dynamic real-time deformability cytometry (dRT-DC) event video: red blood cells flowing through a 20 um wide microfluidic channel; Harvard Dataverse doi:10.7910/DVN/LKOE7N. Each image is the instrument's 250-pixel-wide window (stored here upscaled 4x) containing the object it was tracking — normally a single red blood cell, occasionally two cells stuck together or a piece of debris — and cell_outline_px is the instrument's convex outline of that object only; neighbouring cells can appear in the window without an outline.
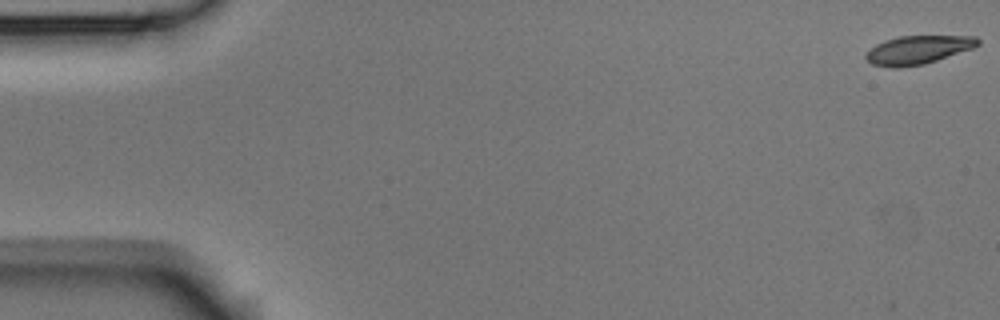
{"species": "Egyptian fruit bat (a non-hibernating species)", "species_latin": "Rousettus aegyptiacus", "temperature_condition": "room temperature", "stored_images_in_passage": 5, "camera_frame_rate_fps": 3000, "um_per_image_px": 0.085, "animal": {"sex": "male"}, "frame": {"image": 1, "passage_image": 1, "time_ms": 0.0, "image_size_px": [1000, 320], "cell_outline_px": [[980, 44], [972, 48], [924, 64], [900, 68], [892, 68], [872, 64], [864, 56], [876, 44], [884, 40], [900, 36], [976, 36], [980, 40]], "centroid_in_image_um": [78.02, 4.24], "position_along_channel_um": 7.0, "area_um2": 18.44}}
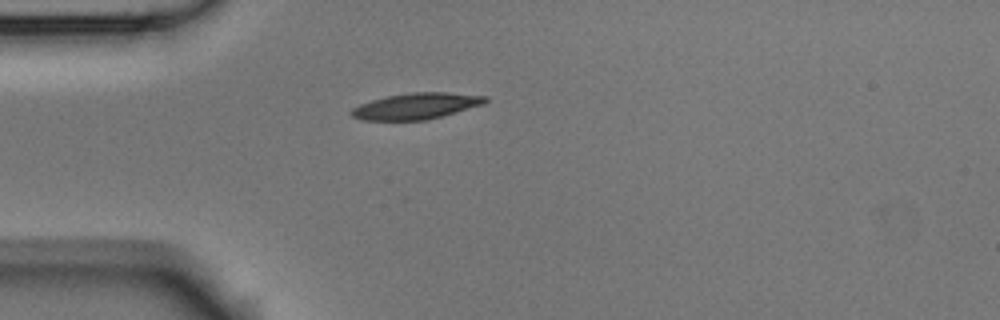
{"frame": {"image": 2, "passage_image": 5, "time_ms": 1.333, "image_size_px": [1000, 320], "cell_outline_px": [[488, 100], [484, 104], [428, 120], [364, 120], [352, 116], [348, 112], [352, 108], [360, 104], [372, 100], [388, 96], [412, 92], [444, 92], [488, 96]], "centroid_in_image_um": [35.38, 9.02], "position_along_channel_um": 49.6, "area_um2": 20.35}}